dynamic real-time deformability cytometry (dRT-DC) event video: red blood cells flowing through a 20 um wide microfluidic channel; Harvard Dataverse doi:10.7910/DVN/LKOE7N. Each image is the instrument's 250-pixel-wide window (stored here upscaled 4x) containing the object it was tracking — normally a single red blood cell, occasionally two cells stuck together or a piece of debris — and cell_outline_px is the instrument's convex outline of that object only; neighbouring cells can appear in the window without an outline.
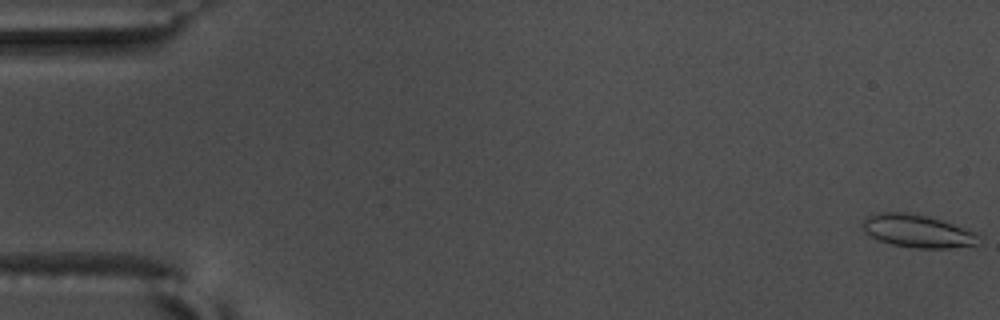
{"species": "common noctule bat (a hibernating species)", "species_latin": "Nyctalus noctula", "temperature_condition": "warm", "stored_images_in_passage": 57, "camera_frame_rate_fps": 3000, "um_per_image_px": 0.085, "animal": {"sex": "male", "body_mass_g": 17.5, "forearm_length_mm": 52.3}, "frame": {"image": 1, "passage_image": 1, "time_ms": 0.0, "image_size_px": [1000, 320], "cell_outline_px": [[980, 244], [948, 248], [912, 248], [892, 244], [880, 240], [864, 232], [864, 216], [876, 212], [904, 212], [928, 216], [976, 232], [980, 236]], "centroid_in_image_um": [77.99, 19.64], "position_along_channel_um": 7.0, "area_um2": 22.2}}
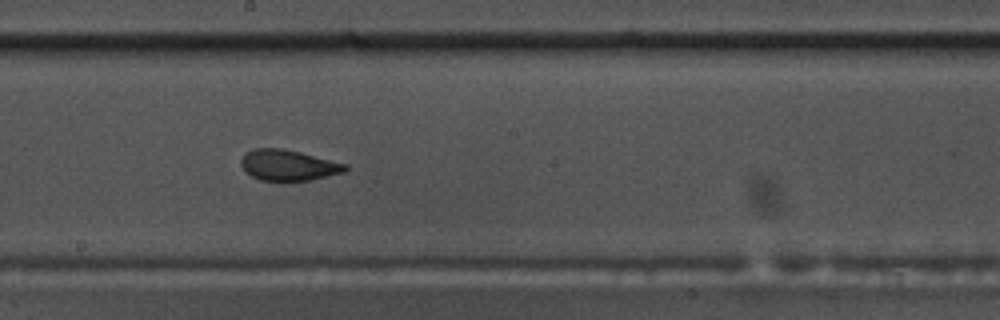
{"frame": {"image": 2, "passage_image": 32, "time_ms": 10.333, "image_size_px": [1000, 320], "cell_outline_px": [[348, 168], [344, 172], [308, 180], [260, 180], [244, 172], [240, 164], [240, 160], [244, 152], [252, 148], [284, 148], [348, 164]], "centroid_in_image_um": [24.45, 14.02], "position_along_channel_um": 223.7, "area_um2": 18.79}}
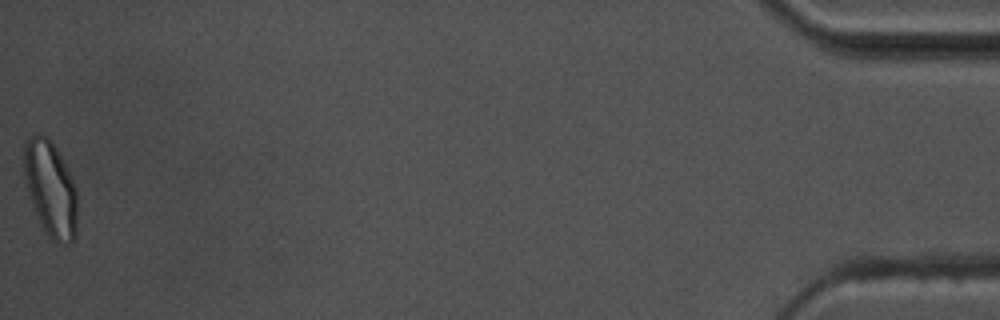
{"frame": {"image": 3, "passage_image": 57, "time_ms": 18.667, "image_size_px": [1000, 320], "cell_outline_px": [[76, 232], [72, 240], [68, 244], [56, 244], [48, 236], [32, 204], [24, 184], [24, 140], [36, 132], [48, 136], [56, 148], [72, 176], [76, 188]], "centroid_in_image_um": [4.28, 16.0], "position_along_channel_um": 430.9, "area_um2": 29.88}, "authors_computed_cell_mechanics": {"area_um2": 19.9988, "velocity_mm_per_s": 3.6606, "shape_relaxation_time_tau1_ms": null, "shape_relaxation_time_tau2_ms": 1.3942, "deformation_change_tau1": null, "deformation_change_tau2": 0.0735}}